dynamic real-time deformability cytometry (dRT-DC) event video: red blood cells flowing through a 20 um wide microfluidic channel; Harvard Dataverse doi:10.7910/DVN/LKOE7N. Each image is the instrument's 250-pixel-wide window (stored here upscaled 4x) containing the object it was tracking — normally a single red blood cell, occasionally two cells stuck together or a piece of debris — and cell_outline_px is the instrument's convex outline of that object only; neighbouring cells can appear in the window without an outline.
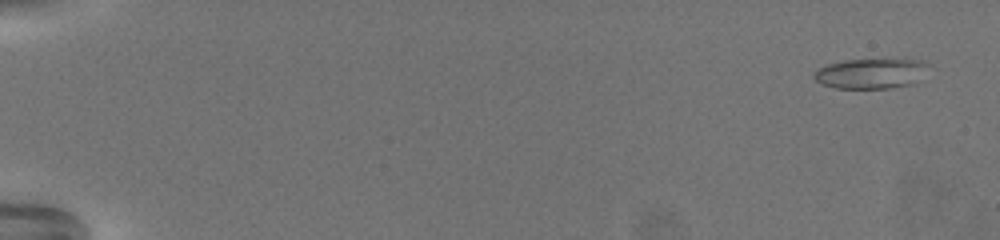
{"species": "common noctule bat (a hibernating species)", "species_latin": "Nyctalus noctula", "temperature_condition": "warm", "stored_images_in_passage": 67, "camera_frame_rate_fps": 3000, "um_per_image_px": 0.085, "animal": {"sex": "female", "body_mass_g": 19.5, "forearm_length_mm": 54.1}, "frame": {"image": 1, "passage_image": 4, "time_ms": 1.0, "image_size_px": [1000, 240], "cell_outline_px": [[928, 64], [912, 84], [892, 88], [836, 88], [824, 84], [816, 80], [812, 76], [812, 72], [828, 64], [844, 60], [904, 56], [924, 60]], "centroid_in_image_um": [74.05, 6.18], "position_along_channel_um": 11.0, "area_um2": 20.69}}
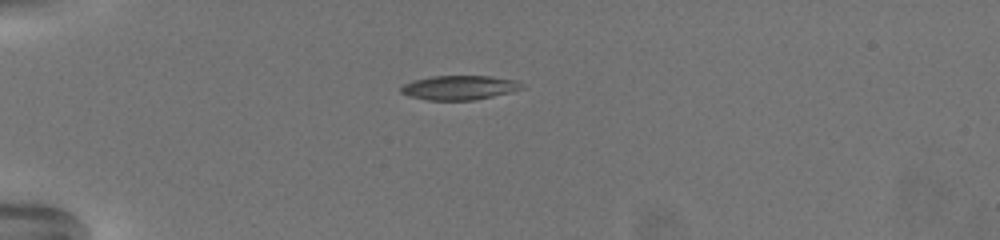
{"frame": {"image": 2, "passage_image": 21, "time_ms": 6.667, "image_size_px": [1000, 240], "cell_outline_px": [[524, 88], [512, 92], [472, 100], [428, 100], [408, 96], [400, 92], [400, 88], [404, 84], [412, 80], [432, 76], [488, 76], [516, 80], [524, 84]], "centroid_in_image_um": [39.04, 7.44], "position_along_channel_um": 46.0, "area_um2": 17.17}}
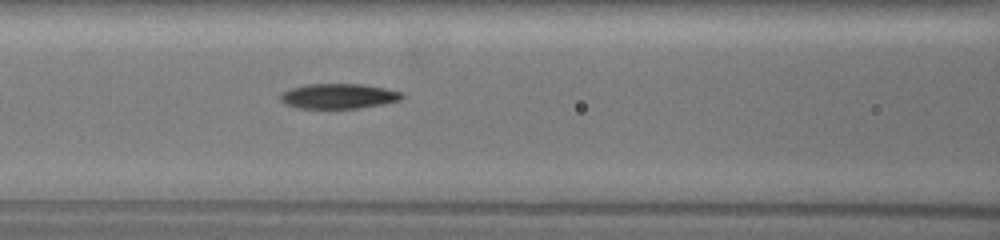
{"frame": {"image": 3, "passage_image": 33, "time_ms": 10.667, "image_size_px": [1000, 240], "cell_outline_px": [[404, 96], [400, 100], [384, 104], [360, 108], [300, 108], [288, 104], [280, 100], [280, 92], [304, 84], [360, 84], [384, 88], [400, 92]], "centroid_in_image_um": [28.77, 8.17], "position_along_channel_um": 137.8, "area_um2": 17.63}, "authors_computed_cell_mechanics": {"area_um2": 18.1492, "velocity_mm_per_s": 3.2705, "shape_relaxation_time_tau1_ms": 5.5209, "shape_relaxation_time_tau2_ms": 8.1338, "deformation_change_tau1": 0.1538, "deformation_change_tau2": 0.1745}}